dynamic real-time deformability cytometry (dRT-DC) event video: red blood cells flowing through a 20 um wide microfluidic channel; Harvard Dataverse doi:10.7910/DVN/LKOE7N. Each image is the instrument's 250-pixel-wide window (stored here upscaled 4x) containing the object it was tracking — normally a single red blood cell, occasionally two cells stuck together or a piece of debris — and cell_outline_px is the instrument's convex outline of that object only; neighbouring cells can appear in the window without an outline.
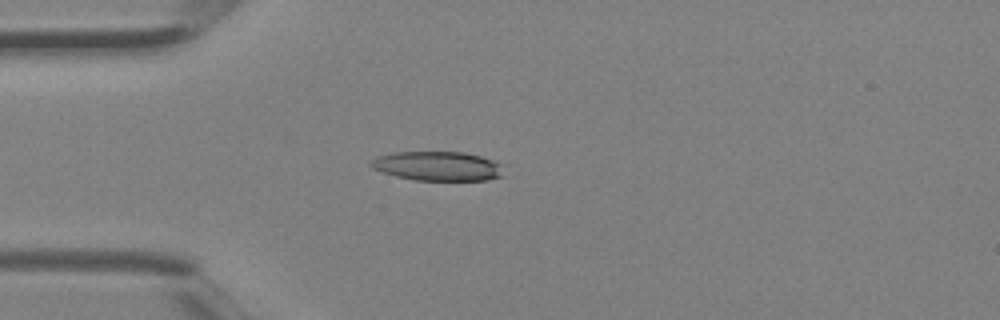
{"species": "Egyptian fruit bat (a non-hibernating species)", "species_latin": "Rousettus aegyptiacus", "temperature_condition": "room temperature", "stored_images_in_passage": 2, "camera_frame_rate_fps": 3000, "um_per_image_px": 0.085, "animal": {"sex": "female"}, "frame": {"image": 1, "passage_image": 2, "time_ms": 0.333, "image_size_px": [1000, 320], "cell_outline_px": [[504, 176], [488, 180], [412, 180], [396, 176], [372, 168], [372, 160], [376, 156], [392, 152], [464, 152], [480, 156], [504, 164]], "centroid_in_image_um": [37.27, 14.12], "position_along_channel_um": 47.7, "area_um2": 22.83}}